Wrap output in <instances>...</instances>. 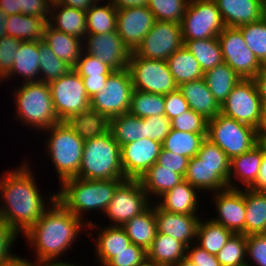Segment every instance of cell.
<instances>
[{
    "instance_id": "cell-17",
    "label": "cell",
    "mask_w": 266,
    "mask_h": 266,
    "mask_svg": "<svg viewBox=\"0 0 266 266\" xmlns=\"http://www.w3.org/2000/svg\"><path fill=\"white\" fill-rule=\"evenodd\" d=\"M155 22V16L147 6L117 9L116 30L131 52L142 43Z\"/></svg>"
},
{
    "instance_id": "cell-16",
    "label": "cell",
    "mask_w": 266,
    "mask_h": 266,
    "mask_svg": "<svg viewBox=\"0 0 266 266\" xmlns=\"http://www.w3.org/2000/svg\"><path fill=\"white\" fill-rule=\"evenodd\" d=\"M85 40V41H84ZM83 51L94 56L114 71L128 68L130 49L116 31L104 34H87L83 39Z\"/></svg>"
},
{
    "instance_id": "cell-40",
    "label": "cell",
    "mask_w": 266,
    "mask_h": 266,
    "mask_svg": "<svg viewBox=\"0 0 266 266\" xmlns=\"http://www.w3.org/2000/svg\"><path fill=\"white\" fill-rule=\"evenodd\" d=\"M209 219L205 222L200 219L196 235L198 241L196 242L198 246L210 254L216 255L234 233L221 224L214 222L211 218Z\"/></svg>"
},
{
    "instance_id": "cell-25",
    "label": "cell",
    "mask_w": 266,
    "mask_h": 266,
    "mask_svg": "<svg viewBox=\"0 0 266 266\" xmlns=\"http://www.w3.org/2000/svg\"><path fill=\"white\" fill-rule=\"evenodd\" d=\"M50 12L47 23L51 27L82 40L85 38L87 35L86 11L53 2Z\"/></svg>"
},
{
    "instance_id": "cell-9",
    "label": "cell",
    "mask_w": 266,
    "mask_h": 266,
    "mask_svg": "<svg viewBox=\"0 0 266 266\" xmlns=\"http://www.w3.org/2000/svg\"><path fill=\"white\" fill-rule=\"evenodd\" d=\"M133 83L128 68L113 71L101 91L90 99V107L109 120L129 112Z\"/></svg>"
},
{
    "instance_id": "cell-39",
    "label": "cell",
    "mask_w": 266,
    "mask_h": 266,
    "mask_svg": "<svg viewBox=\"0 0 266 266\" xmlns=\"http://www.w3.org/2000/svg\"><path fill=\"white\" fill-rule=\"evenodd\" d=\"M109 131L121 147L144 138V118H139L129 112L110 119Z\"/></svg>"
},
{
    "instance_id": "cell-72",
    "label": "cell",
    "mask_w": 266,
    "mask_h": 266,
    "mask_svg": "<svg viewBox=\"0 0 266 266\" xmlns=\"http://www.w3.org/2000/svg\"><path fill=\"white\" fill-rule=\"evenodd\" d=\"M91 1H92L93 4H98V2H100V0H91ZM108 2H111V0H108Z\"/></svg>"
},
{
    "instance_id": "cell-51",
    "label": "cell",
    "mask_w": 266,
    "mask_h": 266,
    "mask_svg": "<svg viewBox=\"0 0 266 266\" xmlns=\"http://www.w3.org/2000/svg\"><path fill=\"white\" fill-rule=\"evenodd\" d=\"M171 130V120L166 115L144 118V138L163 142Z\"/></svg>"
},
{
    "instance_id": "cell-49",
    "label": "cell",
    "mask_w": 266,
    "mask_h": 266,
    "mask_svg": "<svg viewBox=\"0 0 266 266\" xmlns=\"http://www.w3.org/2000/svg\"><path fill=\"white\" fill-rule=\"evenodd\" d=\"M196 157L208 167H230L231 159L207 137Z\"/></svg>"
},
{
    "instance_id": "cell-62",
    "label": "cell",
    "mask_w": 266,
    "mask_h": 266,
    "mask_svg": "<svg viewBox=\"0 0 266 266\" xmlns=\"http://www.w3.org/2000/svg\"><path fill=\"white\" fill-rule=\"evenodd\" d=\"M254 81L257 85L262 105H266V65L262 66Z\"/></svg>"
},
{
    "instance_id": "cell-5",
    "label": "cell",
    "mask_w": 266,
    "mask_h": 266,
    "mask_svg": "<svg viewBox=\"0 0 266 266\" xmlns=\"http://www.w3.org/2000/svg\"><path fill=\"white\" fill-rule=\"evenodd\" d=\"M14 89L16 118L38 130H46L59 121L55 112L48 83H23Z\"/></svg>"
},
{
    "instance_id": "cell-28",
    "label": "cell",
    "mask_w": 266,
    "mask_h": 266,
    "mask_svg": "<svg viewBox=\"0 0 266 266\" xmlns=\"http://www.w3.org/2000/svg\"><path fill=\"white\" fill-rule=\"evenodd\" d=\"M40 55L37 41H22L18 52L15 54L14 63L4 80L13 75L23 77V83L38 82L40 71Z\"/></svg>"
},
{
    "instance_id": "cell-11",
    "label": "cell",
    "mask_w": 266,
    "mask_h": 266,
    "mask_svg": "<svg viewBox=\"0 0 266 266\" xmlns=\"http://www.w3.org/2000/svg\"><path fill=\"white\" fill-rule=\"evenodd\" d=\"M151 201L139 179H126L116 188L104 214L112 226H123L147 210L153 204Z\"/></svg>"
},
{
    "instance_id": "cell-13",
    "label": "cell",
    "mask_w": 266,
    "mask_h": 266,
    "mask_svg": "<svg viewBox=\"0 0 266 266\" xmlns=\"http://www.w3.org/2000/svg\"><path fill=\"white\" fill-rule=\"evenodd\" d=\"M218 40L224 62L242 79H254L263 65L247 47L242 31L238 27H225Z\"/></svg>"
},
{
    "instance_id": "cell-10",
    "label": "cell",
    "mask_w": 266,
    "mask_h": 266,
    "mask_svg": "<svg viewBox=\"0 0 266 266\" xmlns=\"http://www.w3.org/2000/svg\"><path fill=\"white\" fill-rule=\"evenodd\" d=\"M181 26L183 40L218 37L226 27L215 0H189Z\"/></svg>"
},
{
    "instance_id": "cell-1",
    "label": "cell",
    "mask_w": 266,
    "mask_h": 266,
    "mask_svg": "<svg viewBox=\"0 0 266 266\" xmlns=\"http://www.w3.org/2000/svg\"><path fill=\"white\" fill-rule=\"evenodd\" d=\"M46 212L25 233L26 241L36 254L35 261H59L63 253L71 248L81 235L82 227L95 228L94 222L82 221L68 211L52 193ZM80 234V235H79Z\"/></svg>"
},
{
    "instance_id": "cell-24",
    "label": "cell",
    "mask_w": 266,
    "mask_h": 266,
    "mask_svg": "<svg viewBox=\"0 0 266 266\" xmlns=\"http://www.w3.org/2000/svg\"><path fill=\"white\" fill-rule=\"evenodd\" d=\"M189 108L210 120L221 113V106L210 92L205 79L189 81L178 86Z\"/></svg>"
},
{
    "instance_id": "cell-60",
    "label": "cell",
    "mask_w": 266,
    "mask_h": 266,
    "mask_svg": "<svg viewBox=\"0 0 266 266\" xmlns=\"http://www.w3.org/2000/svg\"><path fill=\"white\" fill-rule=\"evenodd\" d=\"M88 97L91 99L104 88L109 76H81Z\"/></svg>"
},
{
    "instance_id": "cell-54",
    "label": "cell",
    "mask_w": 266,
    "mask_h": 266,
    "mask_svg": "<svg viewBox=\"0 0 266 266\" xmlns=\"http://www.w3.org/2000/svg\"><path fill=\"white\" fill-rule=\"evenodd\" d=\"M21 43L10 36L0 38V75L3 78L10 72Z\"/></svg>"
},
{
    "instance_id": "cell-21",
    "label": "cell",
    "mask_w": 266,
    "mask_h": 266,
    "mask_svg": "<svg viewBox=\"0 0 266 266\" xmlns=\"http://www.w3.org/2000/svg\"><path fill=\"white\" fill-rule=\"evenodd\" d=\"M226 27H240L266 16L265 0H215Z\"/></svg>"
},
{
    "instance_id": "cell-15",
    "label": "cell",
    "mask_w": 266,
    "mask_h": 266,
    "mask_svg": "<svg viewBox=\"0 0 266 266\" xmlns=\"http://www.w3.org/2000/svg\"><path fill=\"white\" fill-rule=\"evenodd\" d=\"M183 45L180 23L156 21L134 52L145 59L167 60Z\"/></svg>"
},
{
    "instance_id": "cell-64",
    "label": "cell",
    "mask_w": 266,
    "mask_h": 266,
    "mask_svg": "<svg viewBox=\"0 0 266 266\" xmlns=\"http://www.w3.org/2000/svg\"><path fill=\"white\" fill-rule=\"evenodd\" d=\"M57 3L83 11H87L93 4L91 0H58Z\"/></svg>"
},
{
    "instance_id": "cell-29",
    "label": "cell",
    "mask_w": 266,
    "mask_h": 266,
    "mask_svg": "<svg viewBox=\"0 0 266 266\" xmlns=\"http://www.w3.org/2000/svg\"><path fill=\"white\" fill-rule=\"evenodd\" d=\"M100 233L95 241V253L100 262L99 265H106L118 253L125 250L130 244V238L127 236L122 226L101 227Z\"/></svg>"
},
{
    "instance_id": "cell-37",
    "label": "cell",
    "mask_w": 266,
    "mask_h": 266,
    "mask_svg": "<svg viewBox=\"0 0 266 266\" xmlns=\"http://www.w3.org/2000/svg\"><path fill=\"white\" fill-rule=\"evenodd\" d=\"M169 70L178 86L203 78L204 72L193 54L183 45L167 60Z\"/></svg>"
},
{
    "instance_id": "cell-43",
    "label": "cell",
    "mask_w": 266,
    "mask_h": 266,
    "mask_svg": "<svg viewBox=\"0 0 266 266\" xmlns=\"http://www.w3.org/2000/svg\"><path fill=\"white\" fill-rule=\"evenodd\" d=\"M38 49L40 55L39 81L50 83L64 76L72 69L55 55L43 39L38 40Z\"/></svg>"
},
{
    "instance_id": "cell-67",
    "label": "cell",
    "mask_w": 266,
    "mask_h": 266,
    "mask_svg": "<svg viewBox=\"0 0 266 266\" xmlns=\"http://www.w3.org/2000/svg\"><path fill=\"white\" fill-rule=\"evenodd\" d=\"M33 266H81L75 265V263H68V262H63L62 259H59V261H34Z\"/></svg>"
},
{
    "instance_id": "cell-3",
    "label": "cell",
    "mask_w": 266,
    "mask_h": 266,
    "mask_svg": "<svg viewBox=\"0 0 266 266\" xmlns=\"http://www.w3.org/2000/svg\"><path fill=\"white\" fill-rule=\"evenodd\" d=\"M126 179L86 180L79 177L60 183L56 199L72 214L80 218L87 211L105 212L116 188Z\"/></svg>"
},
{
    "instance_id": "cell-68",
    "label": "cell",
    "mask_w": 266,
    "mask_h": 266,
    "mask_svg": "<svg viewBox=\"0 0 266 266\" xmlns=\"http://www.w3.org/2000/svg\"><path fill=\"white\" fill-rule=\"evenodd\" d=\"M8 14L0 10V38L6 36V19Z\"/></svg>"
},
{
    "instance_id": "cell-18",
    "label": "cell",
    "mask_w": 266,
    "mask_h": 266,
    "mask_svg": "<svg viewBox=\"0 0 266 266\" xmlns=\"http://www.w3.org/2000/svg\"><path fill=\"white\" fill-rule=\"evenodd\" d=\"M162 143L143 138L121 146V164L126 179H140L157 162Z\"/></svg>"
},
{
    "instance_id": "cell-56",
    "label": "cell",
    "mask_w": 266,
    "mask_h": 266,
    "mask_svg": "<svg viewBox=\"0 0 266 266\" xmlns=\"http://www.w3.org/2000/svg\"><path fill=\"white\" fill-rule=\"evenodd\" d=\"M164 102L165 115L170 120L190 109L186 99L179 89L165 94Z\"/></svg>"
},
{
    "instance_id": "cell-42",
    "label": "cell",
    "mask_w": 266,
    "mask_h": 266,
    "mask_svg": "<svg viewBox=\"0 0 266 266\" xmlns=\"http://www.w3.org/2000/svg\"><path fill=\"white\" fill-rule=\"evenodd\" d=\"M87 34H104L116 31L117 8L111 3L99 5L92 4L86 11Z\"/></svg>"
},
{
    "instance_id": "cell-44",
    "label": "cell",
    "mask_w": 266,
    "mask_h": 266,
    "mask_svg": "<svg viewBox=\"0 0 266 266\" xmlns=\"http://www.w3.org/2000/svg\"><path fill=\"white\" fill-rule=\"evenodd\" d=\"M129 113L139 118L165 115L164 95L134 89Z\"/></svg>"
},
{
    "instance_id": "cell-2",
    "label": "cell",
    "mask_w": 266,
    "mask_h": 266,
    "mask_svg": "<svg viewBox=\"0 0 266 266\" xmlns=\"http://www.w3.org/2000/svg\"><path fill=\"white\" fill-rule=\"evenodd\" d=\"M29 164L8 171L0 179V218L18 232L25 233L46 212ZM31 171V172H30ZM0 201V202H1Z\"/></svg>"
},
{
    "instance_id": "cell-50",
    "label": "cell",
    "mask_w": 266,
    "mask_h": 266,
    "mask_svg": "<svg viewBox=\"0 0 266 266\" xmlns=\"http://www.w3.org/2000/svg\"><path fill=\"white\" fill-rule=\"evenodd\" d=\"M84 53V54H83ZM80 76H109L114 70L84 51L73 68Z\"/></svg>"
},
{
    "instance_id": "cell-74",
    "label": "cell",
    "mask_w": 266,
    "mask_h": 266,
    "mask_svg": "<svg viewBox=\"0 0 266 266\" xmlns=\"http://www.w3.org/2000/svg\"><path fill=\"white\" fill-rule=\"evenodd\" d=\"M2 79H3V81H4V78L0 75V82L2 81Z\"/></svg>"
},
{
    "instance_id": "cell-70",
    "label": "cell",
    "mask_w": 266,
    "mask_h": 266,
    "mask_svg": "<svg viewBox=\"0 0 266 266\" xmlns=\"http://www.w3.org/2000/svg\"><path fill=\"white\" fill-rule=\"evenodd\" d=\"M138 266H163V265L157 264L155 261H152L146 257Z\"/></svg>"
},
{
    "instance_id": "cell-19",
    "label": "cell",
    "mask_w": 266,
    "mask_h": 266,
    "mask_svg": "<svg viewBox=\"0 0 266 266\" xmlns=\"http://www.w3.org/2000/svg\"><path fill=\"white\" fill-rule=\"evenodd\" d=\"M217 217L211 218L236 234H244L246 207L244 189L227 188L214 193Z\"/></svg>"
},
{
    "instance_id": "cell-52",
    "label": "cell",
    "mask_w": 266,
    "mask_h": 266,
    "mask_svg": "<svg viewBox=\"0 0 266 266\" xmlns=\"http://www.w3.org/2000/svg\"><path fill=\"white\" fill-rule=\"evenodd\" d=\"M246 256V260L250 257L247 260L249 266H253L252 262L254 266H266V237L261 233L247 235Z\"/></svg>"
},
{
    "instance_id": "cell-45",
    "label": "cell",
    "mask_w": 266,
    "mask_h": 266,
    "mask_svg": "<svg viewBox=\"0 0 266 266\" xmlns=\"http://www.w3.org/2000/svg\"><path fill=\"white\" fill-rule=\"evenodd\" d=\"M247 47L262 65H266V16L259 21L238 27Z\"/></svg>"
},
{
    "instance_id": "cell-31",
    "label": "cell",
    "mask_w": 266,
    "mask_h": 266,
    "mask_svg": "<svg viewBox=\"0 0 266 266\" xmlns=\"http://www.w3.org/2000/svg\"><path fill=\"white\" fill-rule=\"evenodd\" d=\"M49 17L13 14L6 19V36L20 41H37L43 39L44 29Z\"/></svg>"
},
{
    "instance_id": "cell-7",
    "label": "cell",
    "mask_w": 266,
    "mask_h": 266,
    "mask_svg": "<svg viewBox=\"0 0 266 266\" xmlns=\"http://www.w3.org/2000/svg\"><path fill=\"white\" fill-rule=\"evenodd\" d=\"M207 138L232 159L257 144L255 128L219 113L207 122Z\"/></svg>"
},
{
    "instance_id": "cell-14",
    "label": "cell",
    "mask_w": 266,
    "mask_h": 266,
    "mask_svg": "<svg viewBox=\"0 0 266 266\" xmlns=\"http://www.w3.org/2000/svg\"><path fill=\"white\" fill-rule=\"evenodd\" d=\"M261 108L262 101L254 79H242L222 104L221 114L256 128Z\"/></svg>"
},
{
    "instance_id": "cell-12",
    "label": "cell",
    "mask_w": 266,
    "mask_h": 266,
    "mask_svg": "<svg viewBox=\"0 0 266 266\" xmlns=\"http://www.w3.org/2000/svg\"><path fill=\"white\" fill-rule=\"evenodd\" d=\"M48 85L59 121H66L72 115L90 107V98L82 77L74 69Z\"/></svg>"
},
{
    "instance_id": "cell-55",
    "label": "cell",
    "mask_w": 266,
    "mask_h": 266,
    "mask_svg": "<svg viewBox=\"0 0 266 266\" xmlns=\"http://www.w3.org/2000/svg\"><path fill=\"white\" fill-rule=\"evenodd\" d=\"M147 257V252L140 246L131 243L125 250L118 253L108 266H138Z\"/></svg>"
},
{
    "instance_id": "cell-66",
    "label": "cell",
    "mask_w": 266,
    "mask_h": 266,
    "mask_svg": "<svg viewBox=\"0 0 266 266\" xmlns=\"http://www.w3.org/2000/svg\"><path fill=\"white\" fill-rule=\"evenodd\" d=\"M111 3L117 9H120L134 6H147L148 0H111Z\"/></svg>"
},
{
    "instance_id": "cell-35",
    "label": "cell",
    "mask_w": 266,
    "mask_h": 266,
    "mask_svg": "<svg viewBox=\"0 0 266 266\" xmlns=\"http://www.w3.org/2000/svg\"><path fill=\"white\" fill-rule=\"evenodd\" d=\"M246 216L244 235L260 234L266 225V191L244 190Z\"/></svg>"
},
{
    "instance_id": "cell-34",
    "label": "cell",
    "mask_w": 266,
    "mask_h": 266,
    "mask_svg": "<svg viewBox=\"0 0 266 266\" xmlns=\"http://www.w3.org/2000/svg\"><path fill=\"white\" fill-rule=\"evenodd\" d=\"M203 78L220 106L242 78L226 63L222 62L204 72Z\"/></svg>"
},
{
    "instance_id": "cell-47",
    "label": "cell",
    "mask_w": 266,
    "mask_h": 266,
    "mask_svg": "<svg viewBox=\"0 0 266 266\" xmlns=\"http://www.w3.org/2000/svg\"><path fill=\"white\" fill-rule=\"evenodd\" d=\"M189 0H148L147 7L156 21L180 23L185 15Z\"/></svg>"
},
{
    "instance_id": "cell-61",
    "label": "cell",
    "mask_w": 266,
    "mask_h": 266,
    "mask_svg": "<svg viewBox=\"0 0 266 266\" xmlns=\"http://www.w3.org/2000/svg\"><path fill=\"white\" fill-rule=\"evenodd\" d=\"M255 131L257 143L266 146V105H262L260 120Z\"/></svg>"
},
{
    "instance_id": "cell-22",
    "label": "cell",
    "mask_w": 266,
    "mask_h": 266,
    "mask_svg": "<svg viewBox=\"0 0 266 266\" xmlns=\"http://www.w3.org/2000/svg\"><path fill=\"white\" fill-rule=\"evenodd\" d=\"M229 174L230 167H208L194 156L188 161L184 180L198 192L213 190L215 193L228 188Z\"/></svg>"
},
{
    "instance_id": "cell-30",
    "label": "cell",
    "mask_w": 266,
    "mask_h": 266,
    "mask_svg": "<svg viewBox=\"0 0 266 266\" xmlns=\"http://www.w3.org/2000/svg\"><path fill=\"white\" fill-rule=\"evenodd\" d=\"M65 122L83 141L103 136L110 128V120L91 107L72 115Z\"/></svg>"
},
{
    "instance_id": "cell-32",
    "label": "cell",
    "mask_w": 266,
    "mask_h": 266,
    "mask_svg": "<svg viewBox=\"0 0 266 266\" xmlns=\"http://www.w3.org/2000/svg\"><path fill=\"white\" fill-rule=\"evenodd\" d=\"M131 243L147 251L157 234L155 208L151 205L140 215L133 217L122 226Z\"/></svg>"
},
{
    "instance_id": "cell-53",
    "label": "cell",
    "mask_w": 266,
    "mask_h": 266,
    "mask_svg": "<svg viewBox=\"0 0 266 266\" xmlns=\"http://www.w3.org/2000/svg\"><path fill=\"white\" fill-rule=\"evenodd\" d=\"M19 234L20 233L16 229L10 227L4 221L0 222V266L6 265L19 258V256L13 255L11 252V247L14 245Z\"/></svg>"
},
{
    "instance_id": "cell-27",
    "label": "cell",
    "mask_w": 266,
    "mask_h": 266,
    "mask_svg": "<svg viewBox=\"0 0 266 266\" xmlns=\"http://www.w3.org/2000/svg\"><path fill=\"white\" fill-rule=\"evenodd\" d=\"M43 40L60 60L72 69L76 66V62L80 59L83 51L82 39L56 30L47 23Z\"/></svg>"
},
{
    "instance_id": "cell-59",
    "label": "cell",
    "mask_w": 266,
    "mask_h": 266,
    "mask_svg": "<svg viewBox=\"0 0 266 266\" xmlns=\"http://www.w3.org/2000/svg\"><path fill=\"white\" fill-rule=\"evenodd\" d=\"M50 0H19V14L49 17Z\"/></svg>"
},
{
    "instance_id": "cell-36",
    "label": "cell",
    "mask_w": 266,
    "mask_h": 266,
    "mask_svg": "<svg viewBox=\"0 0 266 266\" xmlns=\"http://www.w3.org/2000/svg\"><path fill=\"white\" fill-rule=\"evenodd\" d=\"M139 180L150 199V196H154V198L155 196L160 197L166 191L173 189L184 180V177L168 168H164L156 162Z\"/></svg>"
},
{
    "instance_id": "cell-57",
    "label": "cell",
    "mask_w": 266,
    "mask_h": 266,
    "mask_svg": "<svg viewBox=\"0 0 266 266\" xmlns=\"http://www.w3.org/2000/svg\"><path fill=\"white\" fill-rule=\"evenodd\" d=\"M189 158L179 154H175L166 150H161L158 156L157 163L164 168H168L171 171L181 174L183 177L186 173Z\"/></svg>"
},
{
    "instance_id": "cell-6",
    "label": "cell",
    "mask_w": 266,
    "mask_h": 266,
    "mask_svg": "<svg viewBox=\"0 0 266 266\" xmlns=\"http://www.w3.org/2000/svg\"><path fill=\"white\" fill-rule=\"evenodd\" d=\"M46 131L50 138L47 139L46 154L52 159L59 183L76 177L82 161L84 141L65 121L58 122Z\"/></svg>"
},
{
    "instance_id": "cell-46",
    "label": "cell",
    "mask_w": 266,
    "mask_h": 266,
    "mask_svg": "<svg viewBox=\"0 0 266 266\" xmlns=\"http://www.w3.org/2000/svg\"><path fill=\"white\" fill-rule=\"evenodd\" d=\"M247 235L234 233L224 247L216 254L221 266H242L247 264Z\"/></svg>"
},
{
    "instance_id": "cell-33",
    "label": "cell",
    "mask_w": 266,
    "mask_h": 266,
    "mask_svg": "<svg viewBox=\"0 0 266 266\" xmlns=\"http://www.w3.org/2000/svg\"><path fill=\"white\" fill-rule=\"evenodd\" d=\"M187 246L175 238L157 232L147 258L163 266H174L186 256Z\"/></svg>"
},
{
    "instance_id": "cell-48",
    "label": "cell",
    "mask_w": 266,
    "mask_h": 266,
    "mask_svg": "<svg viewBox=\"0 0 266 266\" xmlns=\"http://www.w3.org/2000/svg\"><path fill=\"white\" fill-rule=\"evenodd\" d=\"M207 122L208 120L201 114L189 109L171 120V129L196 134H207Z\"/></svg>"
},
{
    "instance_id": "cell-26",
    "label": "cell",
    "mask_w": 266,
    "mask_h": 266,
    "mask_svg": "<svg viewBox=\"0 0 266 266\" xmlns=\"http://www.w3.org/2000/svg\"><path fill=\"white\" fill-rule=\"evenodd\" d=\"M197 189L183 180L173 189L166 191L160 202H156L163 210L186 215H197L199 198Z\"/></svg>"
},
{
    "instance_id": "cell-8",
    "label": "cell",
    "mask_w": 266,
    "mask_h": 266,
    "mask_svg": "<svg viewBox=\"0 0 266 266\" xmlns=\"http://www.w3.org/2000/svg\"><path fill=\"white\" fill-rule=\"evenodd\" d=\"M134 89L165 95L178 89L166 60H150L134 51L128 63Z\"/></svg>"
},
{
    "instance_id": "cell-20",
    "label": "cell",
    "mask_w": 266,
    "mask_h": 266,
    "mask_svg": "<svg viewBox=\"0 0 266 266\" xmlns=\"http://www.w3.org/2000/svg\"><path fill=\"white\" fill-rule=\"evenodd\" d=\"M155 218L157 232L171 236L187 247L196 239L200 218L197 215L178 214L163 210L156 202ZM191 242V243H190Z\"/></svg>"
},
{
    "instance_id": "cell-65",
    "label": "cell",
    "mask_w": 266,
    "mask_h": 266,
    "mask_svg": "<svg viewBox=\"0 0 266 266\" xmlns=\"http://www.w3.org/2000/svg\"><path fill=\"white\" fill-rule=\"evenodd\" d=\"M0 10L8 15L19 14V0H0Z\"/></svg>"
},
{
    "instance_id": "cell-63",
    "label": "cell",
    "mask_w": 266,
    "mask_h": 266,
    "mask_svg": "<svg viewBox=\"0 0 266 266\" xmlns=\"http://www.w3.org/2000/svg\"><path fill=\"white\" fill-rule=\"evenodd\" d=\"M251 188L255 190L266 191V146H264V155L261 161V166L259 170V175L257 177V181Z\"/></svg>"
},
{
    "instance_id": "cell-71",
    "label": "cell",
    "mask_w": 266,
    "mask_h": 266,
    "mask_svg": "<svg viewBox=\"0 0 266 266\" xmlns=\"http://www.w3.org/2000/svg\"><path fill=\"white\" fill-rule=\"evenodd\" d=\"M174 266H196V265L190 262L188 259L183 258Z\"/></svg>"
},
{
    "instance_id": "cell-41",
    "label": "cell",
    "mask_w": 266,
    "mask_h": 266,
    "mask_svg": "<svg viewBox=\"0 0 266 266\" xmlns=\"http://www.w3.org/2000/svg\"><path fill=\"white\" fill-rule=\"evenodd\" d=\"M207 134H196L171 129L162 142V149L191 159L199 152Z\"/></svg>"
},
{
    "instance_id": "cell-38",
    "label": "cell",
    "mask_w": 266,
    "mask_h": 266,
    "mask_svg": "<svg viewBox=\"0 0 266 266\" xmlns=\"http://www.w3.org/2000/svg\"><path fill=\"white\" fill-rule=\"evenodd\" d=\"M184 46L199 62L203 72L224 62L218 37L183 40Z\"/></svg>"
},
{
    "instance_id": "cell-69",
    "label": "cell",
    "mask_w": 266,
    "mask_h": 266,
    "mask_svg": "<svg viewBox=\"0 0 266 266\" xmlns=\"http://www.w3.org/2000/svg\"><path fill=\"white\" fill-rule=\"evenodd\" d=\"M3 266H33V262L30 260H26L25 258L19 257L15 261Z\"/></svg>"
},
{
    "instance_id": "cell-58",
    "label": "cell",
    "mask_w": 266,
    "mask_h": 266,
    "mask_svg": "<svg viewBox=\"0 0 266 266\" xmlns=\"http://www.w3.org/2000/svg\"><path fill=\"white\" fill-rule=\"evenodd\" d=\"M185 258L196 266H221L216 255L210 254L197 244L187 247Z\"/></svg>"
},
{
    "instance_id": "cell-23",
    "label": "cell",
    "mask_w": 266,
    "mask_h": 266,
    "mask_svg": "<svg viewBox=\"0 0 266 266\" xmlns=\"http://www.w3.org/2000/svg\"><path fill=\"white\" fill-rule=\"evenodd\" d=\"M263 155L264 145L257 143L250 150L233 157L230 163L228 188H240L233 183L235 178L238 179V181L240 180L244 188H251L257 181Z\"/></svg>"
},
{
    "instance_id": "cell-73",
    "label": "cell",
    "mask_w": 266,
    "mask_h": 266,
    "mask_svg": "<svg viewBox=\"0 0 266 266\" xmlns=\"http://www.w3.org/2000/svg\"><path fill=\"white\" fill-rule=\"evenodd\" d=\"M261 234L266 237V225H265L264 230L261 232Z\"/></svg>"
},
{
    "instance_id": "cell-4",
    "label": "cell",
    "mask_w": 266,
    "mask_h": 266,
    "mask_svg": "<svg viewBox=\"0 0 266 266\" xmlns=\"http://www.w3.org/2000/svg\"><path fill=\"white\" fill-rule=\"evenodd\" d=\"M76 177L86 180L126 179L121 164V147L110 131L84 141L82 161Z\"/></svg>"
}]
</instances>
